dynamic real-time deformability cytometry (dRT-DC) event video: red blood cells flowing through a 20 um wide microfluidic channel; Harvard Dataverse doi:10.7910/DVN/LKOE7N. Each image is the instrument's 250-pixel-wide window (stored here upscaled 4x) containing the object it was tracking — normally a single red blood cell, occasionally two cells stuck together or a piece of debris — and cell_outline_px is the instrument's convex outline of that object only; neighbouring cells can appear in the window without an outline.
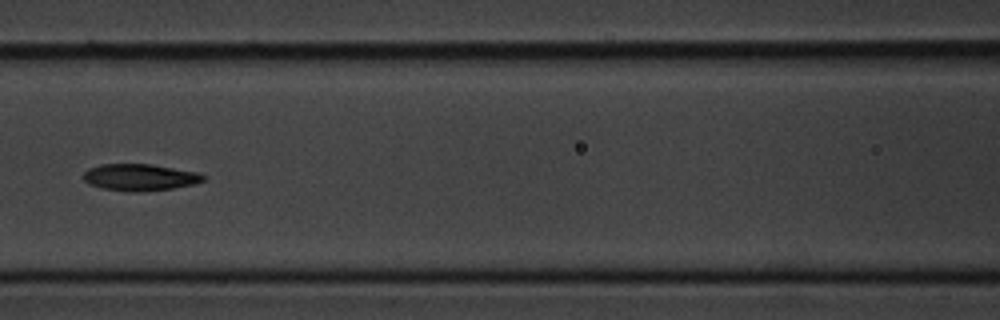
{"species": "common noctule bat (a hibernating species)", "species_latin": "Nyctalus noctula", "temperature_condition": "cold", "stored_images_in_passage": 6, "camera_frame_rate_fps": 3000, "um_per_image_px": 0.085, "animal": {"sex": "male", "body_mass_g": 20.1, "forearm_length_mm": 53.5}, "frame": {"image": 1, "passage_image": 6, "time_ms": 6.667, "image_size_px": [1000, 320], "cell_outline_px": [[208, 176], [204, 180], [196, 184], [172, 188], [140, 192], [132, 192], [100, 188], [88, 184], [84, 180], [84, 172], [88, 168], [100, 164], [152, 164], [196, 172]], "centroid_in_image_um": [11.88, 15.07], "position_along_channel_um": 154.7, "area_um2": 18.84}}